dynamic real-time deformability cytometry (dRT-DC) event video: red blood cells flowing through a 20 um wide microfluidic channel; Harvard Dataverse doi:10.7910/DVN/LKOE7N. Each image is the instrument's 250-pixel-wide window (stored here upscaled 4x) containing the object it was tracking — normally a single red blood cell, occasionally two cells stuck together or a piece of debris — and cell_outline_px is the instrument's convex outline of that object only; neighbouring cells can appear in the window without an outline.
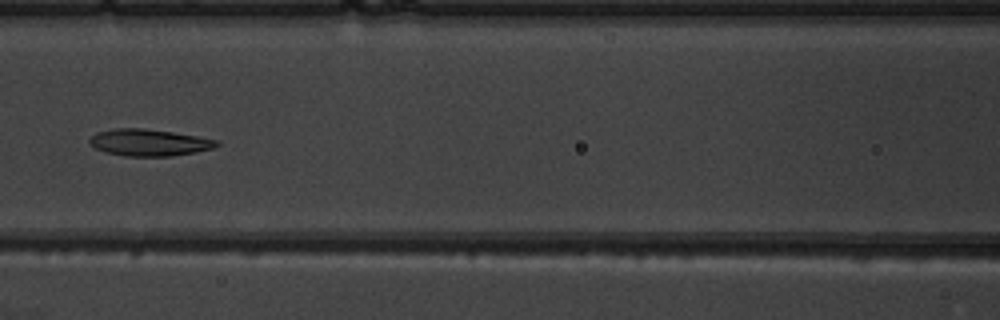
{"species": "common noctule bat (a hibernating species)", "species_latin": "Nyctalus noctula", "temperature_condition": "warm", "stored_images_in_passage": 5, "camera_frame_rate_fps": 3000, "um_per_image_px": 0.085, "animal": {"sex": "male", "body_mass_g": 19.5, "forearm_length_mm": 54.6}, "frame": {"image": 1, "passage_image": 5, "time_ms": 5.667, "image_size_px": [1000, 320], "cell_outline_px": [[220, 144], [212, 148], [196, 152], [172, 156], [124, 156], [108, 152], [96, 148], [88, 144], [88, 140], [96, 132], [116, 128], [144, 128], [172, 132], [196, 136], [216, 140]], "centroid_in_image_um": [12.64, 12.11], "position_along_channel_um": 154.0, "area_um2": 19.71}}